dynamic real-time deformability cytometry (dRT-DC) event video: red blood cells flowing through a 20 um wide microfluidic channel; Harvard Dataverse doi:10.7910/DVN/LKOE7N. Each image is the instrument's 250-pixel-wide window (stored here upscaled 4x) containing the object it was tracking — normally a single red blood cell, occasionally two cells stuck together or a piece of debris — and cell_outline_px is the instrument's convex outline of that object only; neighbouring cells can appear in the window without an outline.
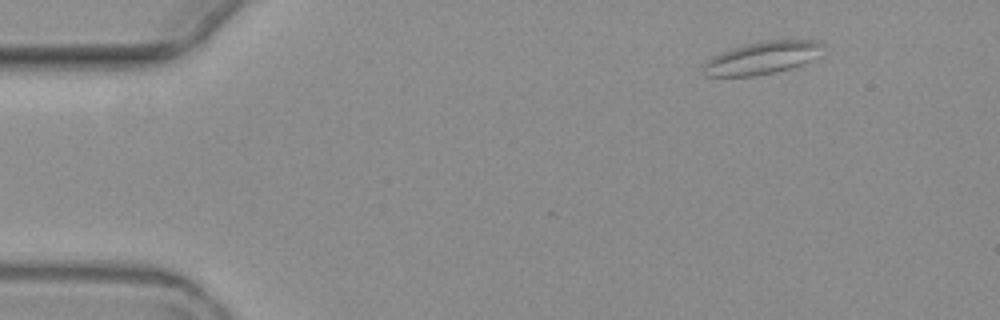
{"species": "common noctule bat (a hibernating species)", "species_latin": "Nyctalus noctula", "temperature_condition": "warm", "stored_images_in_passage": 4, "camera_frame_rate_fps": 3000, "um_per_image_px": 0.085, "animal": {"sex": "female", "body_mass_g": 19.3, "forearm_length_mm": 54.1}, "frame": {"image": 1, "passage_image": 1, "time_ms": 0.0, "image_size_px": [1000, 320], "cell_outline_px": [[824, 44], [804, 64], [792, 68], [776, 72], [756, 76], [704, 76], [700, 72], [700, 68], [712, 56], [728, 48], [764, 40], [816, 40]], "centroid_in_image_um": [64.65, 4.93], "position_along_channel_um": 20.4, "area_um2": 22.72}}